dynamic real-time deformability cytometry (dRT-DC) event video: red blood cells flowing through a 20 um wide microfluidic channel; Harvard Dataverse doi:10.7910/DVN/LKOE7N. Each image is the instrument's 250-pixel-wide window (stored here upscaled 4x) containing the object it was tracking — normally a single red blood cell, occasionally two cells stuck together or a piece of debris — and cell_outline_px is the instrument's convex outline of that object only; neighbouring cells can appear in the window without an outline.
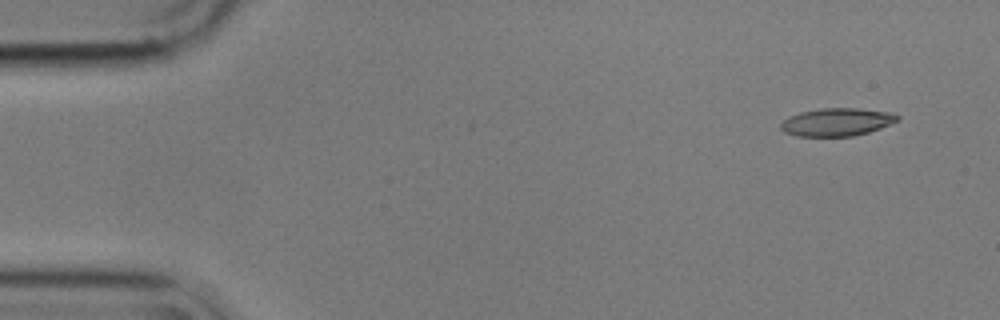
{"species": "common noctule bat (a hibernating species)", "species_latin": "Nyctalus noctula", "temperature_condition": "cold", "stored_images_in_passage": 7, "camera_frame_rate_fps": 3000, "um_per_image_px": 0.085, "animal": {"sex": "male", "body_mass_g": 17.9}, "frame": {"image": 1, "passage_image": 1, "time_ms": 0.0, "image_size_px": [1000, 320], "cell_outline_px": [[900, 120], [880, 128], [868, 132], [852, 136], [796, 136], [784, 132], [780, 128], [780, 124], [788, 116], [800, 112], [820, 108], [856, 108], [888, 112], [900, 116]], "centroid_in_image_um": [71.11, 10.37], "position_along_channel_um": 13.9, "area_um2": 18.96}}
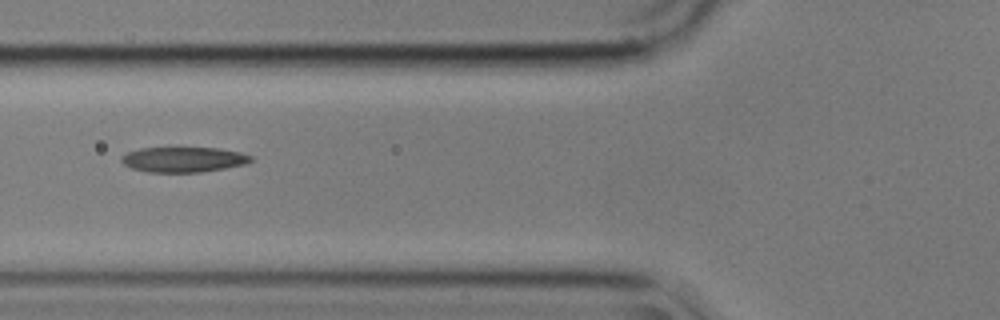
{"frame": {"image": 2, "passage_image": 6, "time_ms": 1.667, "image_size_px": [1000, 320], "cell_outline_px": [[252, 160], [244, 164], [224, 168], [200, 172], [148, 172], [132, 168], [124, 164], [120, 160], [120, 156], [128, 152], [140, 148], [216, 148], [240, 152], [252, 156]], "centroid_in_image_um": [15.56, 13.56], "position_along_channel_um": 110.2, "area_um2": 18.84}}
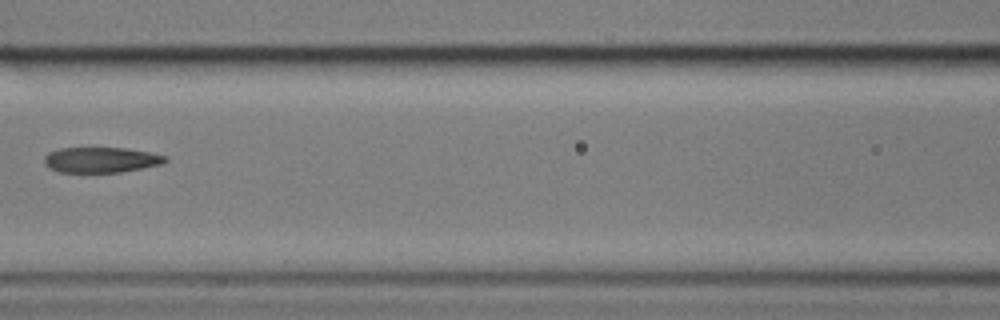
{"frame": {"image": 3, "passage_image": 7, "time_ms": 2.0, "image_size_px": [1000, 320], "cell_outline_px": [[168, 160], [164, 164], [144, 168], [120, 172], [60, 172], [48, 168], [44, 164], [44, 156], [48, 152], [60, 148], [124, 148], [148, 152], [168, 156]], "centroid_in_image_um": [8.59, 13.59], "position_along_channel_um": 158.0, "area_um2": 18.09}}